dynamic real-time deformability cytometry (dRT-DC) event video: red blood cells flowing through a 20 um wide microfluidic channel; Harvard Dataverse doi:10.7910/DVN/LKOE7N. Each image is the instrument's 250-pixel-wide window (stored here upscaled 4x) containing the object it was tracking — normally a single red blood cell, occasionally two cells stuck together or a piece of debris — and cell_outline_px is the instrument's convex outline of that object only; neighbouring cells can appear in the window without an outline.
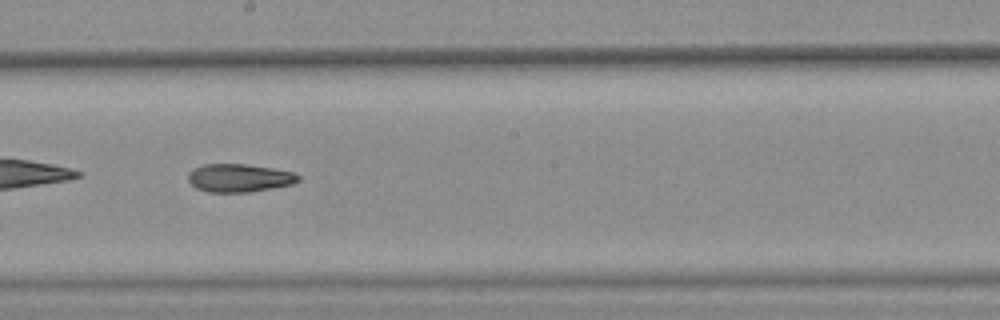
{"species": "common noctule bat (a hibernating species)", "species_latin": "Nyctalus noctula", "temperature_condition": "warm", "stored_images_in_passage": 43, "camera_frame_rate_fps": 3000, "um_per_image_px": 0.085, "animal": {"sex": "female", "body_mass_g": 25.1}, "frame": {"image": 1, "passage_image": 31, "time_ms": 10.0, "image_size_px": [1000, 320], "cell_outline_px": [[300, 180], [292, 184], [248, 192], [208, 192], [196, 188], [188, 180], [188, 172], [192, 168], [204, 164], [244, 164], [272, 168], [292, 172], [300, 176]], "centroid_in_image_um": [20.29, 15.12], "position_along_channel_um": 227.9, "area_um2": 17.98}, "authors_computed_cell_mechanics": {"area_um2": 19.7098, "velocity_mm_per_s": 3.6672, "shape_relaxation_time_tau1_ms": null, "shape_relaxation_time_tau2_ms": 5.5385, "deformation_change_tau1": null, "deformation_change_tau2": 0.1459}}